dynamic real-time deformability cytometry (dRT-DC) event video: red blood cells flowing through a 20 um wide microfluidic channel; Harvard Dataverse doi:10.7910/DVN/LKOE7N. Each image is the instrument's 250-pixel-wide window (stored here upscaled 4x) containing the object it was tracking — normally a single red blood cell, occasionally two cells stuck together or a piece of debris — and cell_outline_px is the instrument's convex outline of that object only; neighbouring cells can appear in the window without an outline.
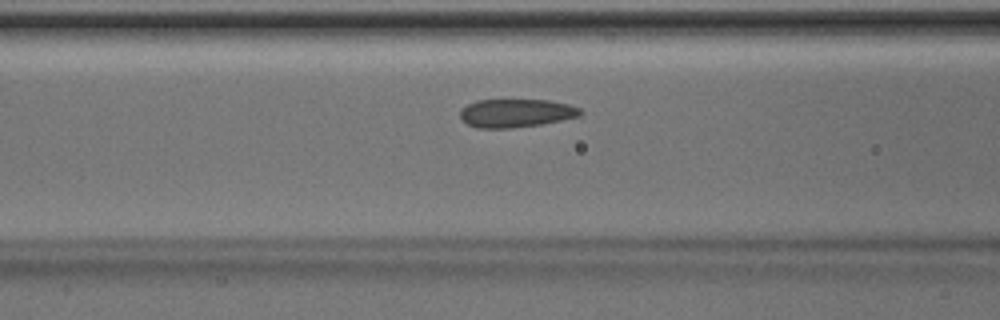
{"species": "Egyptian fruit bat (a non-hibernating species)", "species_latin": "Rousettus aegyptiacus", "temperature_condition": "room temperature", "stored_images_in_passage": 34, "camera_frame_rate_fps": 3000, "um_per_image_px": 0.085, "animal": {"sex": "male"}, "frame": {"image": 1, "passage_image": 13, "time_ms": 4.0, "image_size_px": [1000, 320], "cell_outline_px": [[584, 112], [580, 116], [540, 124], [512, 128], [476, 128], [468, 124], [460, 116], [460, 108], [476, 100], [548, 100], [568, 104], [580, 108]], "centroid_in_image_um": [43.85, 9.61], "position_along_channel_um": 122.7, "area_um2": 19.83}}
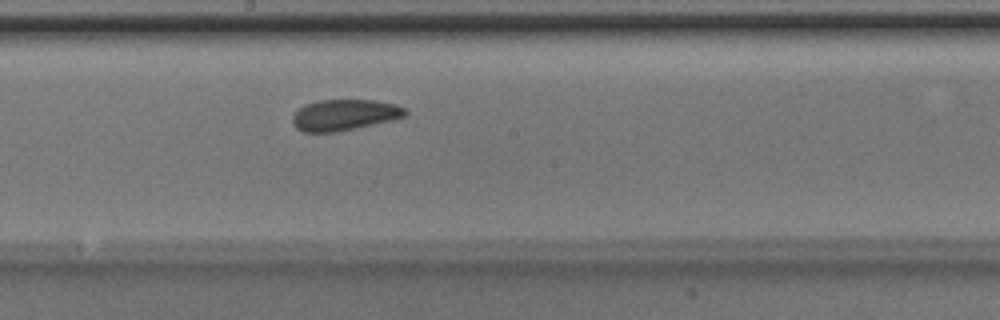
{"frame": {"image": 2, "passage_image": 20, "time_ms": 6.333, "image_size_px": [1000, 320], "cell_outline_px": [[408, 112], [404, 116], [392, 120], [356, 128], [336, 132], [304, 132], [296, 128], [292, 124], [292, 116], [304, 104], [320, 100], [372, 100], [392, 104], [404, 108]], "centroid_in_image_um": [29.23, 9.77], "position_along_channel_um": 219.0, "area_um2": 20.23}}
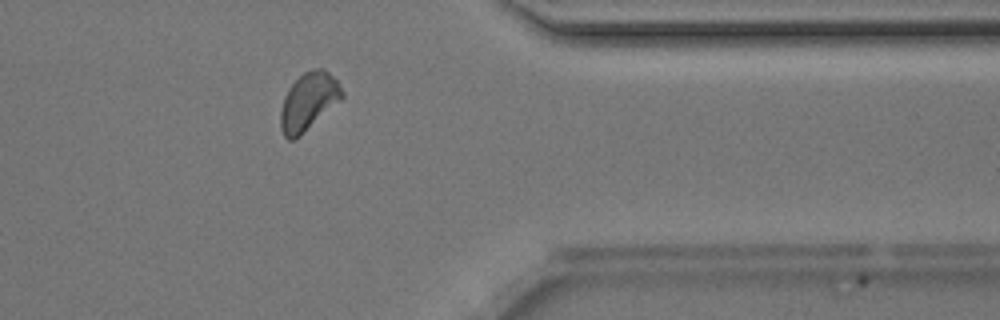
{"frame": {"image": 3, "passage_image": 33, "time_ms": 10.667, "image_size_px": [1000, 320], "cell_outline_px": [[344, 96], [340, 100], [300, 136], [292, 140], [288, 140], [284, 136], [280, 128], [280, 112], [284, 96], [288, 88], [304, 72], [312, 68], [324, 68], [336, 80], [344, 92]], "centroid_in_image_um": [26.2, 8.63], "position_along_channel_um": 385.2, "area_um2": 20.52}}